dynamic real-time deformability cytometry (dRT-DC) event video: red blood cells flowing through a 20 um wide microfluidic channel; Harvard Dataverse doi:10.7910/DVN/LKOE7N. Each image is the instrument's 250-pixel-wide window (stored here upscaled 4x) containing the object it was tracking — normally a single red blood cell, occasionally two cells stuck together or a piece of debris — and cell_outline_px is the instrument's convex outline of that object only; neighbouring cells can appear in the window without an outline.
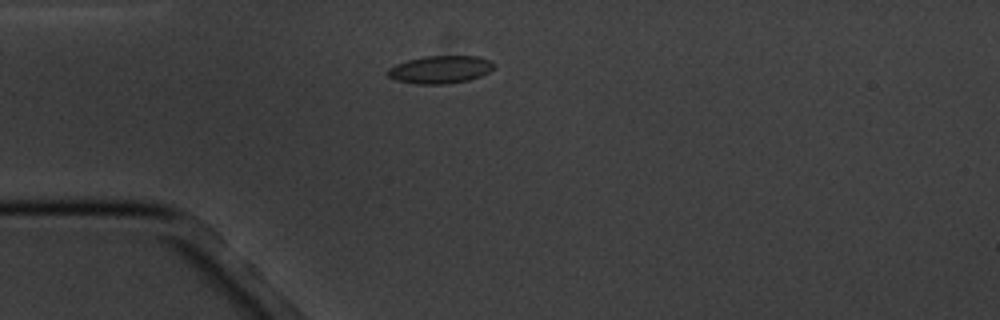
{"species": "common noctule bat (a hibernating species)", "species_latin": "Nyctalus noctula", "temperature_condition": "cold", "stored_images_in_passage": 1, "camera_frame_rate_fps": 3000, "um_per_image_px": 0.085, "animal": {"sex": "male", "body_mass_g": 20.1, "forearm_length_mm": 53.5}, "frame": {"image": 1, "passage_image": 1, "time_ms": 0.0, "image_size_px": [1000, 320], "cell_outline_px": [[496, 68], [480, 76], [468, 80], [448, 84], [416, 84], [396, 80], [388, 76], [388, 68], [396, 64], [408, 60], [424, 56], [480, 56], [496, 64]], "centroid_in_image_um": [37.45, 5.91], "position_along_channel_um": 47.6, "area_um2": 17.22}}